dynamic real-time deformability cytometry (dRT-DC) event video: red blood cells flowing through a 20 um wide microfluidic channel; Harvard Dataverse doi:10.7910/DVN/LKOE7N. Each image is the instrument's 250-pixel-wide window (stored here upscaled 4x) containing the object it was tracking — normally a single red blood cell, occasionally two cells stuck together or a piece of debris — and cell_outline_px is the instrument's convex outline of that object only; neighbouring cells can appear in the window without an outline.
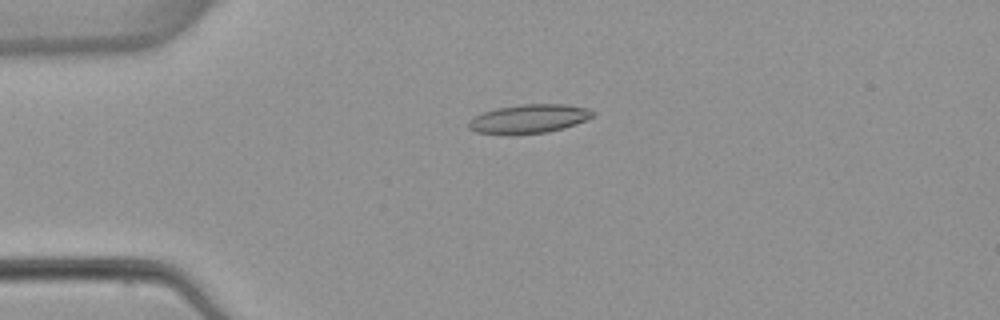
{"species": "common noctule bat (a hibernating species)", "species_latin": "Nyctalus noctula", "temperature_condition": "warm", "stored_images_in_passage": 4, "camera_frame_rate_fps": 3000, "um_per_image_px": 0.085, "animal": {"sex": "female", "body_mass_g": 22.7, "forearm_length_mm": 54.2}, "frame": {"image": 1, "passage_image": 1, "time_ms": 0.0, "image_size_px": [1000, 320], "cell_outline_px": [[592, 116], [576, 124], [564, 128], [548, 132], [512, 136], [508, 136], [476, 132], [468, 128], [468, 120], [484, 112], [496, 108], [520, 104], [564, 104], [588, 108], [592, 112]], "centroid_in_image_um": [44.89, 10.12], "position_along_channel_um": 40.1, "area_um2": 21.15}}
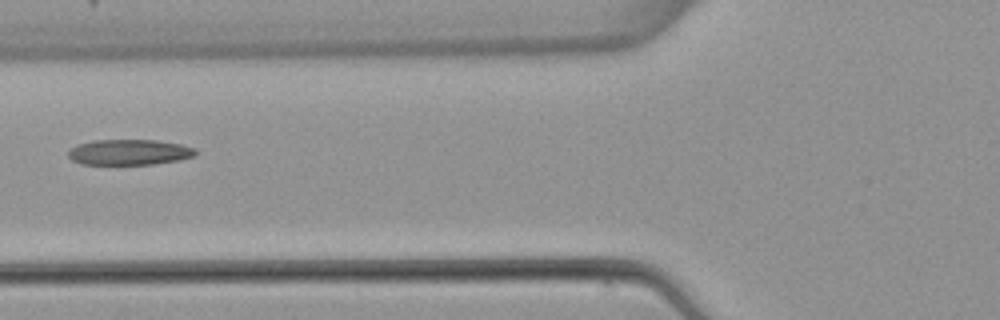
{"frame": {"image": 2, "passage_image": 3, "time_ms": 2.667, "image_size_px": [1000, 320], "cell_outline_px": [[196, 156], [180, 160], [152, 164], [80, 164], [72, 160], [68, 156], [68, 152], [76, 144], [92, 140], [156, 140], [180, 144], [196, 148]], "centroid_in_image_um": [10.99, 12.93], "position_along_channel_um": 114.8, "area_um2": 19.07}}
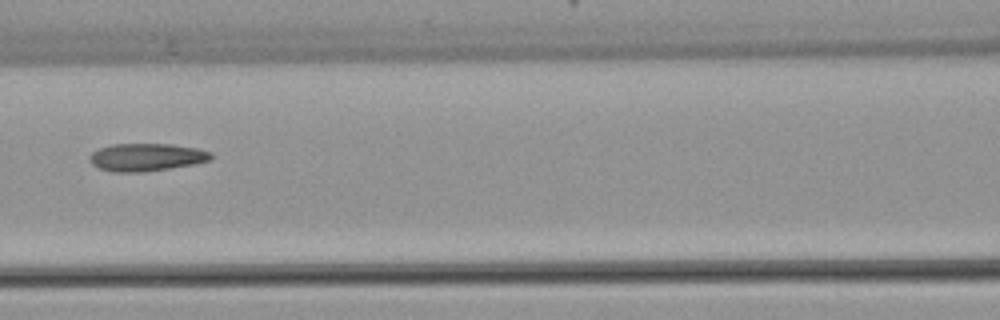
{"frame": {"image": 3, "passage_image": 4, "time_ms": 3.667, "image_size_px": [1000, 320], "cell_outline_px": [[212, 160], [192, 164], [144, 172], [112, 172], [100, 168], [92, 164], [88, 160], [92, 152], [100, 148], [112, 144], [172, 144], [196, 148], [212, 152]], "centroid_in_image_um": [12.44, 13.36], "position_along_channel_um": 154.2, "area_um2": 19.54}}